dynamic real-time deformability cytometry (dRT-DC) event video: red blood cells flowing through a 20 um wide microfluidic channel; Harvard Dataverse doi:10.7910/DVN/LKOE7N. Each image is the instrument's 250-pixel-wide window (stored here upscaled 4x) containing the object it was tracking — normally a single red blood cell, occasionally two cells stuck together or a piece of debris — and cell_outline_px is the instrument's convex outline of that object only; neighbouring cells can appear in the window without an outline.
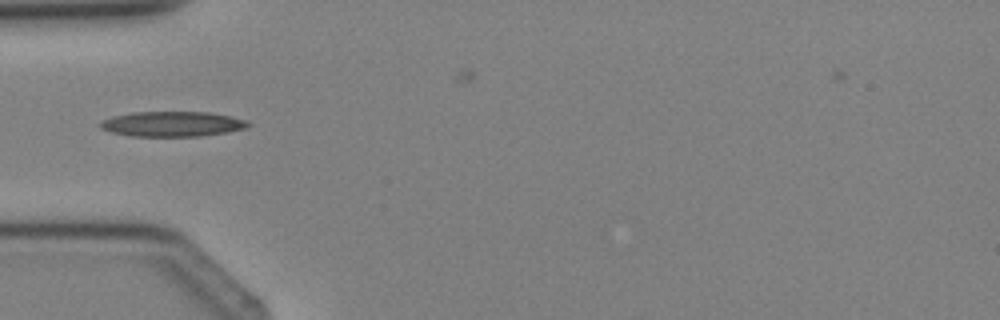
{"species": "Egyptian fruit bat (a non-hibernating species)", "species_latin": "Rousettus aegyptiacus", "temperature_condition": "cold", "stored_images_in_passage": 4, "camera_frame_rate_fps": 3000, "um_per_image_px": 0.085, "animal": {"sex": "female"}, "frame": {"image": 1, "passage_image": 4, "time_ms": 3.333, "image_size_px": [1000, 320], "cell_outline_px": [[252, 124], [244, 128], [224, 132], [200, 136], [132, 136], [112, 132], [100, 128], [100, 120], [112, 116], [132, 112], [208, 112], [232, 116], [244, 120]], "centroid_in_image_um": [14.6, 10.53], "position_along_channel_um": 70.4, "area_um2": 21.5}}